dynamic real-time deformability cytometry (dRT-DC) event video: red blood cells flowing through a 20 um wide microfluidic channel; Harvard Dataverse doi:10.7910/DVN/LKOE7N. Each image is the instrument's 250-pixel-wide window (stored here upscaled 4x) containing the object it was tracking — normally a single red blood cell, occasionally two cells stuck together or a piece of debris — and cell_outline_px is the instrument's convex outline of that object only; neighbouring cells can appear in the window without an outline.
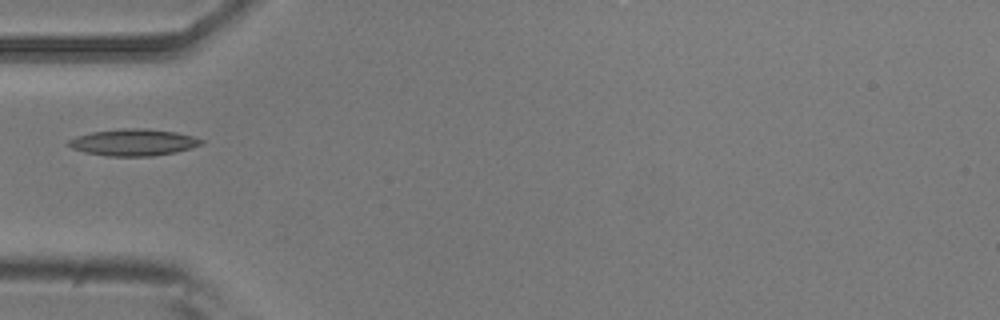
{"species": "common noctule bat (a hibernating species)", "species_latin": "Nyctalus noctula", "temperature_condition": "room temperature", "stored_images_in_passage": 5, "camera_frame_rate_fps": 3000, "um_per_image_px": 0.085, "animal": {"sex": "male", "body_mass_g": 20.5, "forearm_length_mm": 52.5}, "frame": {"image": 1, "passage_image": 5, "time_ms": 1.333, "image_size_px": [1000, 320], "cell_outline_px": [[204, 144], [192, 148], [176, 152], [152, 156], [108, 156], [84, 152], [72, 148], [64, 144], [68, 140], [76, 136], [92, 132], [124, 128], [148, 128], [176, 132], [192, 136], [204, 140]], "centroid_in_image_um": [11.34, 12.1], "position_along_channel_um": 73.7, "area_um2": 20.87}}